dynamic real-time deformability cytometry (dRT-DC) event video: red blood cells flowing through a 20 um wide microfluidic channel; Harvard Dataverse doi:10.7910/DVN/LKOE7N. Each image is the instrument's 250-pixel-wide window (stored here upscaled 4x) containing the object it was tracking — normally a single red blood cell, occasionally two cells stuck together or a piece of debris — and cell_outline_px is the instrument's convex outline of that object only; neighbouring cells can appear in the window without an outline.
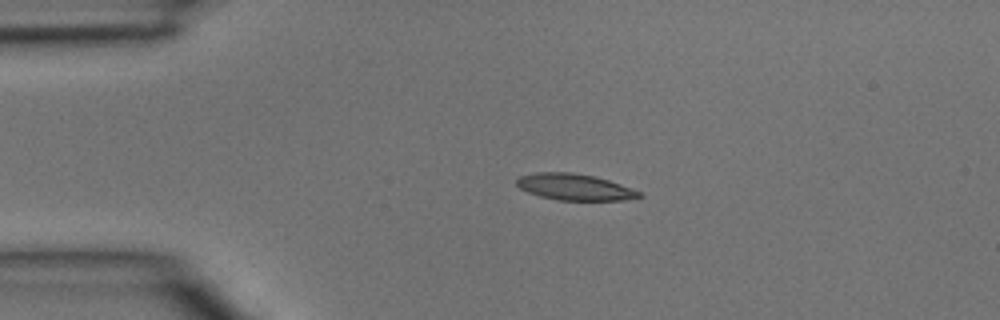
{"species": "common noctule bat (a hibernating species)", "species_latin": "Nyctalus noctula", "temperature_condition": "room temperature", "stored_images_in_passage": 4, "camera_frame_rate_fps": 3000, "um_per_image_px": 0.085, "animal": {"sex": "male", "body_mass_g": 15.6}, "frame": {"image": 1, "passage_image": 2, "time_ms": 0.333, "image_size_px": [1000, 320], "cell_outline_px": [[644, 196], [624, 200], [560, 200], [540, 196], [528, 192], [520, 188], [516, 184], [516, 180], [520, 176], [536, 172], [572, 172], [592, 176], [608, 180], [620, 184], [640, 192]], "centroid_in_image_um": [48.82, 15.89], "position_along_channel_um": 36.2, "area_um2": 18.61}}
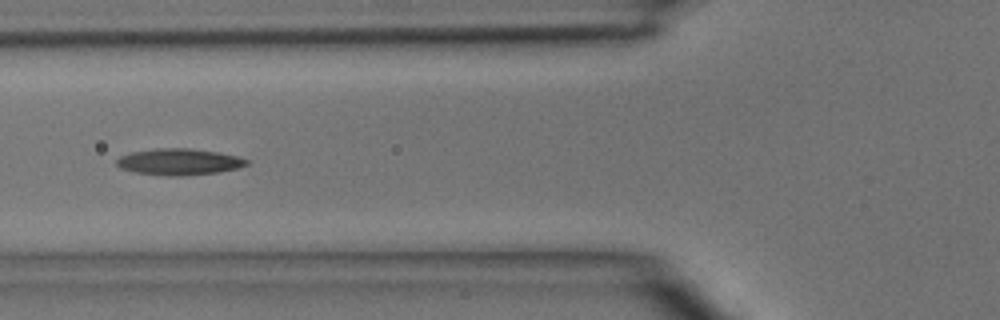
{"frame": {"image": 2, "passage_image": 4, "time_ms": 1.0, "image_size_px": [1000, 320], "cell_outline_px": [[248, 164], [236, 168], [220, 172], [180, 176], [168, 176], [132, 172], [120, 168], [116, 164], [116, 160], [120, 156], [132, 152], [156, 148], [188, 148], [216, 152], [236, 156], [248, 160]], "centroid_in_image_um": [15.17, 13.76], "position_along_channel_um": 110.6, "area_um2": 19.94}}